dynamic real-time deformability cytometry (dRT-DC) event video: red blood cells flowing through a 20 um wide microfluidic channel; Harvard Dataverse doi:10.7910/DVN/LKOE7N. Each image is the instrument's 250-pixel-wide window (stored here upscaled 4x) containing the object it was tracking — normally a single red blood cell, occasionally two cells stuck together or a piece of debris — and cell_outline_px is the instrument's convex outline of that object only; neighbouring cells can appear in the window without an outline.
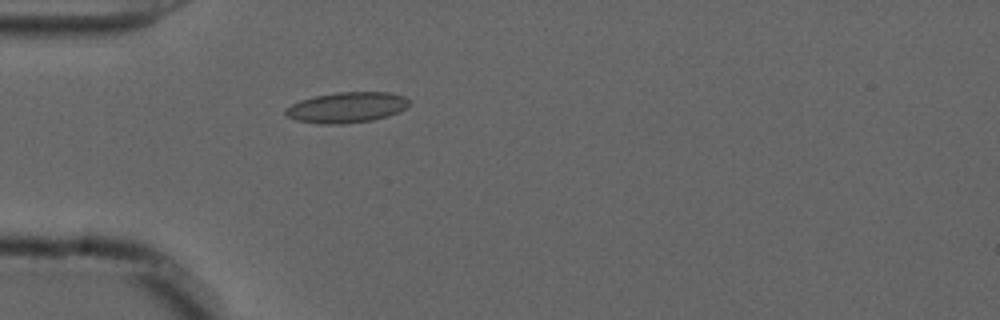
{"species": "common noctule bat (a hibernating species)", "species_latin": "Nyctalus noctula", "temperature_condition": "cold", "stored_images_in_passage": 40, "camera_frame_rate_fps": 3000, "um_per_image_px": 0.085, "animal": {"sex": "male", "forearm_length_mm": 52.5}, "frame": {"image": 1, "passage_image": 1, "time_ms": 0.0, "image_size_px": [1000, 320], "cell_outline_px": [[408, 104], [404, 108], [388, 116], [372, 120], [344, 124], [320, 124], [296, 120], [288, 116], [284, 112], [284, 108], [300, 100], [316, 96], [336, 92], [388, 92], [404, 96], [408, 100]], "centroid_in_image_um": [29.43, 9.13], "position_along_channel_um": 55.6, "area_um2": 21.91}}
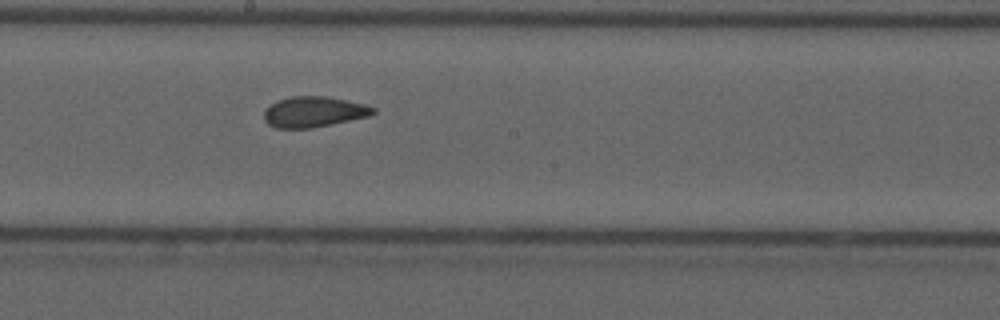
{"frame": {"image": 2, "passage_image": 15, "time_ms": 4.667, "image_size_px": [1000, 320], "cell_outline_px": [[376, 112], [368, 116], [312, 128], [276, 128], [268, 124], [264, 120], [264, 112], [272, 104], [280, 100], [292, 96], [328, 96], [364, 104], [376, 108]], "centroid_in_image_um": [26.68, 9.51], "position_along_channel_um": 221.5, "area_um2": 19.25}}
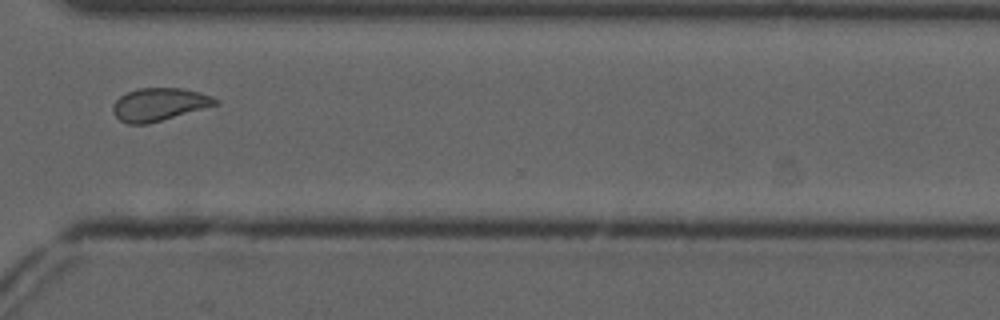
{"frame": {"image": 3, "passage_image": 26, "time_ms": 8.333, "image_size_px": [1000, 320], "cell_outline_px": [[220, 104], [148, 124], [128, 124], [120, 120], [112, 112], [112, 108], [116, 100], [120, 96], [128, 92], [140, 88], [180, 88], [200, 92], [220, 100]], "centroid_in_image_um": [13.55, 8.88], "position_along_channel_um": 357.1, "area_um2": 19.59}, "authors_computed_cell_mechanics": {"area_um2": 19.8543, "velocity_mm_per_s": 3.6956, "shape_relaxation_time_tau1_ms": null, "shape_relaxation_time_tau2_ms": 1.4993, "deformation_change_tau1": null, "deformation_change_tau2": 0.0589}}